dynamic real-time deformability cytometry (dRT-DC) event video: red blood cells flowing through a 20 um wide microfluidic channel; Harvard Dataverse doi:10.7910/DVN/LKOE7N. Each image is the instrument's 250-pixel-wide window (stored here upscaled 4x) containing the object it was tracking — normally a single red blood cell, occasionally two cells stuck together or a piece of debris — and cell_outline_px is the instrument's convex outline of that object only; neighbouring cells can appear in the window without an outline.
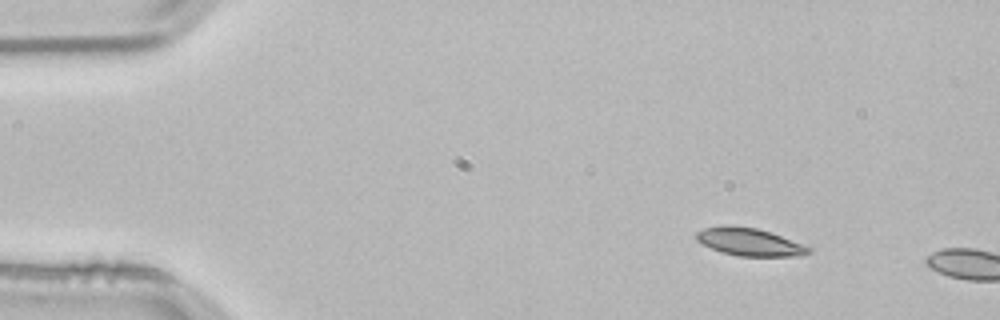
{"species": "common noctule bat (a hibernating species)", "species_latin": "Nyctalus noctula", "temperature_condition": "room temperature", "stored_images_in_passage": 9, "camera_frame_rate_fps": 3000, "um_per_image_px": 0.085, "animal": {"sex": "male", "body_mass_g": 21.5, "forearm_length_mm": 52.0}, "frame": {"image": 1, "passage_image": 6, "time_ms": 1.667, "image_size_px": [1000, 320], "cell_outline_px": [[808, 252], [804, 256], [736, 256], [720, 252], [696, 240], [696, 232], [704, 228], [724, 224], [756, 228], [780, 236], [800, 244], [808, 248]], "centroid_in_image_um": [63.61, 20.56], "position_along_channel_um": 21.4, "area_um2": 17.8}}